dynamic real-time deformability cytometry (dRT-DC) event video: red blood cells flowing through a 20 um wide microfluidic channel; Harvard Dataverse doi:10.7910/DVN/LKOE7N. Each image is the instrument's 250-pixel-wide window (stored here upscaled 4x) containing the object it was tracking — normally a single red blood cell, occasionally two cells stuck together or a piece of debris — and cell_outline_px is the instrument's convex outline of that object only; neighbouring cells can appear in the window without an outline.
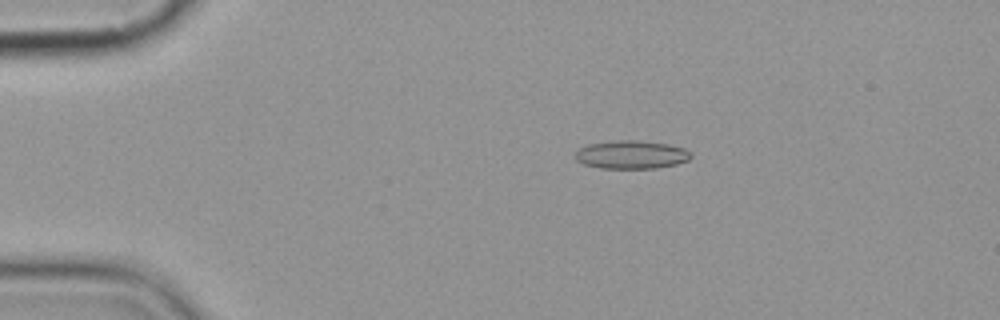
{"species": "common noctule bat (a hibernating species)", "species_latin": "Nyctalus noctula", "temperature_condition": "cold", "stored_images_in_passage": 5, "camera_frame_rate_fps": 3000, "um_per_image_px": 0.085, "animal": {"sex": "female", "body_mass_g": 19.9}, "frame": {"image": 1, "passage_image": 3, "time_ms": 2.333, "image_size_px": [1000, 320], "cell_outline_px": [[692, 156], [688, 160], [676, 164], [656, 168], [600, 168], [584, 164], [576, 160], [572, 156], [580, 148], [588, 144], [612, 140], [640, 140], [668, 144], [684, 148]], "centroid_in_image_um": [53.62, 13.14], "position_along_channel_um": 31.4, "area_um2": 19.13}}
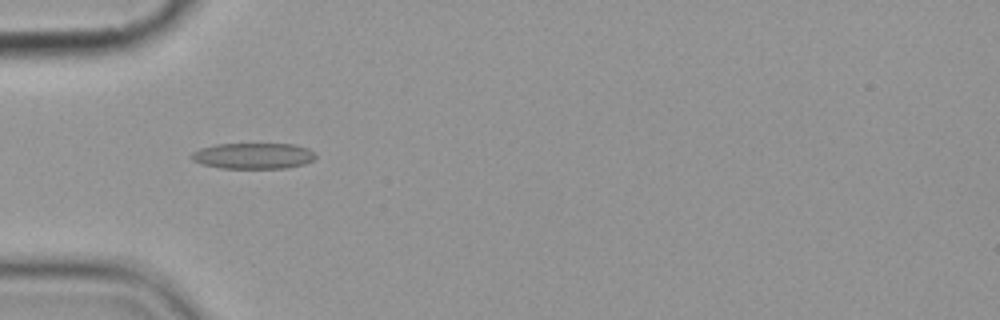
{"frame": {"image": 2, "passage_image": 5, "time_ms": 4.667, "image_size_px": [1000, 320], "cell_outline_px": [[316, 156], [312, 160], [304, 164], [288, 168], [224, 168], [204, 164], [192, 160], [192, 152], [200, 148], [216, 144], [292, 144], [308, 148]], "centroid_in_image_um": [21.54, 13.24], "position_along_channel_um": 63.5, "area_um2": 18.55}}